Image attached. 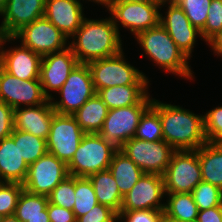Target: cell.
<instances>
[{"mask_svg": "<svg viewBox=\"0 0 222 222\" xmlns=\"http://www.w3.org/2000/svg\"><path fill=\"white\" fill-rule=\"evenodd\" d=\"M119 32L112 17L100 20L84 18L81 26L71 36L77 41L73 40L68 45L79 63L88 64L123 50Z\"/></svg>", "mask_w": 222, "mask_h": 222, "instance_id": "1", "label": "cell"}, {"mask_svg": "<svg viewBox=\"0 0 222 222\" xmlns=\"http://www.w3.org/2000/svg\"><path fill=\"white\" fill-rule=\"evenodd\" d=\"M151 105L159 113L163 140L175 150H197L207 142L203 116L156 99Z\"/></svg>", "mask_w": 222, "mask_h": 222, "instance_id": "2", "label": "cell"}, {"mask_svg": "<svg viewBox=\"0 0 222 222\" xmlns=\"http://www.w3.org/2000/svg\"><path fill=\"white\" fill-rule=\"evenodd\" d=\"M135 37L150 60L166 72L190 79L193 77L188 65L189 58L177 47L160 23Z\"/></svg>", "mask_w": 222, "mask_h": 222, "instance_id": "3", "label": "cell"}, {"mask_svg": "<svg viewBox=\"0 0 222 222\" xmlns=\"http://www.w3.org/2000/svg\"><path fill=\"white\" fill-rule=\"evenodd\" d=\"M117 151L99 133H86L71 161L67 164L70 176L89 177L99 171L109 169Z\"/></svg>", "mask_w": 222, "mask_h": 222, "instance_id": "4", "label": "cell"}, {"mask_svg": "<svg viewBox=\"0 0 222 222\" xmlns=\"http://www.w3.org/2000/svg\"><path fill=\"white\" fill-rule=\"evenodd\" d=\"M90 68L96 93L103 88L117 85H148L142 72L124 59L123 50L116 55L95 60L87 64Z\"/></svg>", "mask_w": 222, "mask_h": 222, "instance_id": "5", "label": "cell"}, {"mask_svg": "<svg viewBox=\"0 0 222 222\" xmlns=\"http://www.w3.org/2000/svg\"><path fill=\"white\" fill-rule=\"evenodd\" d=\"M165 193H191L202 181L197 150H175L163 175Z\"/></svg>", "mask_w": 222, "mask_h": 222, "instance_id": "6", "label": "cell"}, {"mask_svg": "<svg viewBox=\"0 0 222 222\" xmlns=\"http://www.w3.org/2000/svg\"><path fill=\"white\" fill-rule=\"evenodd\" d=\"M120 151L144 173L163 176L175 149L164 140L150 142L132 138L123 144Z\"/></svg>", "mask_w": 222, "mask_h": 222, "instance_id": "7", "label": "cell"}, {"mask_svg": "<svg viewBox=\"0 0 222 222\" xmlns=\"http://www.w3.org/2000/svg\"><path fill=\"white\" fill-rule=\"evenodd\" d=\"M58 92L61 95L60 101L51 100L54 111L69 115L75 113L96 94L89 66L78 63Z\"/></svg>", "mask_w": 222, "mask_h": 222, "instance_id": "8", "label": "cell"}, {"mask_svg": "<svg viewBox=\"0 0 222 222\" xmlns=\"http://www.w3.org/2000/svg\"><path fill=\"white\" fill-rule=\"evenodd\" d=\"M152 103H137L108 111L99 134L117 150L135 136L140 118Z\"/></svg>", "mask_w": 222, "mask_h": 222, "instance_id": "9", "label": "cell"}, {"mask_svg": "<svg viewBox=\"0 0 222 222\" xmlns=\"http://www.w3.org/2000/svg\"><path fill=\"white\" fill-rule=\"evenodd\" d=\"M85 134L73 115L55 112L46 140L47 150L68 164Z\"/></svg>", "mask_w": 222, "mask_h": 222, "instance_id": "10", "label": "cell"}, {"mask_svg": "<svg viewBox=\"0 0 222 222\" xmlns=\"http://www.w3.org/2000/svg\"><path fill=\"white\" fill-rule=\"evenodd\" d=\"M13 37L14 39H20L24 47L31 49L42 57L64 50L67 48L66 42L69 40L44 16L24 25Z\"/></svg>", "mask_w": 222, "mask_h": 222, "instance_id": "11", "label": "cell"}, {"mask_svg": "<svg viewBox=\"0 0 222 222\" xmlns=\"http://www.w3.org/2000/svg\"><path fill=\"white\" fill-rule=\"evenodd\" d=\"M68 176L67 164L47 152L29 165L23 187L30 193L48 196Z\"/></svg>", "mask_w": 222, "mask_h": 222, "instance_id": "12", "label": "cell"}, {"mask_svg": "<svg viewBox=\"0 0 222 222\" xmlns=\"http://www.w3.org/2000/svg\"><path fill=\"white\" fill-rule=\"evenodd\" d=\"M159 8L158 5L144 2L110 1L107 10L109 9L117 29V22H120L136 36L160 23Z\"/></svg>", "mask_w": 222, "mask_h": 222, "instance_id": "13", "label": "cell"}, {"mask_svg": "<svg viewBox=\"0 0 222 222\" xmlns=\"http://www.w3.org/2000/svg\"><path fill=\"white\" fill-rule=\"evenodd\" d=\"M40 79L22 80L6 72L0 66V101L13 109L46 103Z\"/></svg>", "mask_w": 222, "mask_h": 222, "instance_id": "14", "label": "cell"}, {"mask_svg": "<svg viewBox=\"0 0 222 222\" xmlns=\"http://www.w3.org/2000/svg\"><path fill=\"white\" fill-rule=\"evenodd\" d=\"M164 196L163 176L144 173L131 190L123 196L120 212L140 209L164 211L165 204H161Z\"/></svg>", "mask_w": 222, "mask_h": 222, "instance_id": "15", "label": "cell"}, {"mask_svg": "<svg viewBox=\"0 0 222 222\" xmlns=\"http://www.w3.org/2000/svg\"><path fill=\"white\" fill-rule=\"evenodd\" d=\"M78 63L77 57L69 46L62 51L42 57L40 82L43 92L49 100H53V96L49 94L48 90L59 91Z\"/></svg>", "mask_w": 222, "mask_h": 222, "instance_id": "16", "label": "cell"}, {"mask_svg": "<svg viewBox=\"0 0 222 222\" xmlns=\"http://www.w3.org/2000/svg\"><path fill=\"white\" fill-rule=\"evenodd\" d=\"M14 40L13 36H4L0 48L6 41ZM42 56L24 47H14L9 50L0 49V66L11 75L22 79H40Z\"/></svg>", "mask_w": 222, "mask_h": 222, "instance_id": "17", "label": "cell"}, {"mask_svg": "<svg viewBox=\"0 0 222 222\" xmlns=\"http://www.w3.org/2000/svg\"><path fill=\"white\" fill-rule=\"evenodd\" d=\"M167 16L160 14V24L168 32L177 47L189 58L192 54L197 35L201 31L193 26L183 10L173 1L168 0Z\"/></svg>", "mask_w": 222, "mask_h": 222, "instance_id": "18", "label": "cell"}, {"mask_svg": "<svg viewBox=\"0 0 222 222\" xmlns=\"http://www.w3.org/2000/svg\"><path fill=\"white\" fill-rule=\"evenodd\" d=\"M45 0H7L5 9L0 14V25L4 36H13L24 25L44 16Z\"/></svg>", "mask_w": 222, "mask_h": 222, "instance_id": "19", "label": "cell"}, {"mask_svg": "<svg viewBox=\"0 0 222 222\" xmlns=\"http://www.w3.org/2000/svg\"><path fill=\"white\" fill-rule=\"evenodd\" d=\"M44 17L68 39L78 30L85 18L80 0H45Z\"/></svg>", "mask_w": 222, "mask_h": 222, "instance_id": "20", "label": "cell"}, {"mask_svg": "<svg viewBox=\"0 0 222 222\" xmlns=\"http://www.w3.org/2000/svg\"><path fill=\"white\" fill-rule=\"evenodd\" d=\"M55 113L51 100L37 106L14 109V129L26 131L40 138H48Z\"/></svg>", "mask_w": 222, "mask_h": 222, "instance_id": "21", "label": "cell"}, {"mask_svg": "<svg viewBox=\"0 0 222 222\" xmlns=\"http://www.w3.org/2000/svg\"><path fill=\"white\" fill-rule=\"evenodd\" d=\"M28 167L20 155L18 142L11 136L0 140V182L23 184Z\"/></svg>", "mask_w": 222, "mask_h": 222, "instance_id": "22", "label": "cell"}, {"mask_svg": "<svg viewBox=\"0 0 222 222\" xmlns=\"http://www.w3.org/2000/svg\"><path fill=\"white\" fill-rule=\"evenodd\" d=\"M148 85H117L100 89L97 94L111 109L136 105L137 103H152L153 99L147 92Z\"/></svg>", "mask_w": 222, "mask_h": 222, "instance_id": "23", "label": "cell"}, {"mask_svg": "<svg viewBox=\"0 0 222 222\" xmlns=\"http://www.w3.org/2000/svg\"><path fill=\"white\" fill-rule=\"evenodd\" d=\"M202 181L222 190V142H206L198 149Z\"/></svg>", "mask_w": 222, "mask_h": 222, "instance_id": "24", "label": "cell"}, {"mask_svg": "<svg viewBox=\"0 0 222 222\" xmlns=\"http://www.w3.org/2000/svg\"><path fill=\"white\" fill-rule=\"evenodd\" d=\"M108 111L109 108L96 93L72 115L85 133H99Z\"/></svg>", "mask_w": 222, "mask_h": 222, "instance_id": "25", "label": "cell"}, {"mask_svg": "<svg viewBox=\"0 0 222 222\" xmlns=\"http://www.w3.org/2000/svg\"><path fill=\"white\" fill-rule=\"evenodd\" d=\"M88 178L93 185L97 202L109 206L119 213L122 207L123 196L110 170L99 171Z\"/></svg>", "mask_w": 222, "mask_h": 222, "instance_id": "26", "label": "cell"}, {"mask_svg": "<svg viewBox=\"0 0 222 222\" xmlns=\"http://www.w3.org/2000/svg\"><path fill=\"white\" fill-rule=\"evenodd\" d=\"M122 196L128 193L144 172L120 150H117L109 165Z\"/></svg>", "mask_w": 222, "mask_h": 222, "instance_id": "27", "label": "cell"}, {"mask_svg": "<svg viewBox=\"0 0 222 222\" xmlns=\"http://www.w3.org/2000/svg\"><path fill=\"white\" fill-rule=\"evenodd\" d=\"M48 196L21 192L14 215L21 222H50L47 211Z\"/></svg>", "mask_w": 222, "mask_h": 222, "instance_id": "28", "label": "cell"}, {"mask_svg": "<svg viewBox=\"0 0 222 222\" xmlns=\"http://www.w3.org/2000/svg\"><path fill=\"white\" fill-rule=\"evenodd\" d=\"M169 196L165 204L164 215L175 222L197 220L198 207L191 193H165Z\"/></svg>", "mask_w": 222, "mask_h": 222, "instance_id": "29", "label": "cell"}, {"mask_svg": "<svg viewBox=\"0 0 222 222\" xmlns=\"http://www.w3.org/2000/svg\"><path fill=\"white\" fill-rule=\"evenodd\" d=\"M10 136L18 142L20 155L28 166L48 152L46 139L16 129Z\"/></svg>", "mask_w": 222, "mask_h": 222, "instance_id": "30", "label": "cell"}, {"mask_svg": "<svg viewBox=\"0 0 222 222\" xmlns=\"http://www.w3.org/2000/svg\"><path fill=\"white\" fill-rule=\"evenodd\" d=\"M133 138L150 142L163 140L161 119L158 111L152 105L142 114Z\"/></svg>", "mask_w": 222, "mask_h": 222, "instance_id": "31", "label": "cell"}, {"mask_svg": "<svg viewBox=\"0 0 222 222\" xmlns=\"http://www.w3.org/2000/svg\"><path fill=\"white\" fill-rule=\"evenodd\" d=\"M96 204H98L96 194L89 178L75 177V203L72 211L76 220L84 216Z\"/></svg>", "mask_w": 222, "mask_h": 222, "instance_id": "32", "label": "cell"}, {"mask_svg": "<svg viewBox=\"0 0 222 222\" xmlns=\"http://www.w3.org/2000/svg\"><path fill=\"white\" fill-rule=\"evenodd\" d=\"M185 13L193 26L200 31L204 28L208 8L212 0H173Z\"/></svg>", "mask_w": 222, "mask_h": 222, "instance_id": "33", "label": "cell"}, {"mask_svg": "<svg viewBox=\"0 0 222 222\" xmlns=\"http://www.w3.org/2000/svg\"><path fill=\"white\" fill-rule=\"evenodd\" d=\"M191 194L198 210L222 205V190L211 183L201 181Z\"/></svg>", "mask_w": 222, "mask_h": 222, "instance_id": "34", "label": "cell"}, {"mask_svg": "<svg viewBox=\"0 0 222 222\" xmlns=\"http://www.w3.org/2000/svg\"><path fill=\"white\" fill-rule=\"evenodd\" d=\"M48 202L56 206L73 210L75 203V177L68 176L48 195Z\"/></svg>", "mask_w": 222, "mask_h": 222, "instance_id": "35", "label": "cell"}, {"mask_svg": "<svg viewBox=\"0 0 222 222\" xmlns=\"http://www.w3.org/2000/svg\"><path fill=\"white\" fill-rule=\"evenodd\" d=\"M23 184L0 182V214L14 215Z\"/></svg>", "mask_w": 222, "mask_h": 222, "instance_id": "36", "label": "cell"}, {"mask_svg": "<svg viewBox=\"0 0 222 222\" xmlns=\"http://www.w3.org/2000/svg\"><path fill=\"white\" fill-rule=\"evenodd\" d=\"M222 30V0H212L209 8L207 20L201 30L202 39L208 42L214 35Z\"/></svg>", "mask_w": 222, "mask_h": 222, "instance_id": "37", "label": "cell"}, {"mask_svg": "<svg viewBox=\"0 0 222 222\" xmlns=\"http://www.w3.org/2000/svg\"><path fill=\"white\" fill-rule=\"evenodd\" d=\"M203 121L207 142H222V106L203 115Z\"/></svg>", "mask_w": 222, "mask_h": 222, "instance_id": "38", "label": "cell"}, {"mask_svg": "<svg viewBox=\"0 0 222 222\" xmlns=\"http://www.w3.org/2000/svg\"><path fill=\"white\" fill-rule=\"evenodd\" d=\"M118 220V213L103 204H96L84 216L79 217L76 222H115Z\"/></svg>", "mask_w": 222, "mask_h": 222, "instance_id": "39", "label": "cell"}, {"mask_svg": "<svg viewBox=\"0 0 222 222\" xmlns=\"http://www.w3.org/2000/svg\"><path fill=\"white\" fill-rule=\"evenodd\" d=\"M164 211L160 210H133L118 213V220L123 222H160ZM124 219V220H123Z\"/></svg>", "mask_w": 222, "mask_h": 222, "instance_id": "40", "label": "cell"}, {"mask_svg": "<svg viewBox=\"0 0 222 222\" xmlns=\"http://www.w3.org/2000/svg\"><path fill=\"white\" fill-rule=\"evenodd\" d=\"M14 109L0 101V140L11 135L14 129Z\"/></svg>", "mask_w": 222, "mask_h": 222, "instance_id": "41", "label": "cell"}, {"mask_svg": "<svg viewBox=\"0 0 222 222\" xmlns=\"http://www.w3.org/2000/svg\"><path fill=\"white\" fill-rule=\"evenodd\" d=\"M47 211L50 222H76V218L72 210L59 207L48 202Z\"/></svg>", "mask_w": 222, "mask_h": 222, "instance_id": "42", "label": "cell"}, {"mask_svg": "<svg viewBox=\"0 0 222 222\" xmlns=\"http://www.w3.org/2000/svg\"><path fill=\"white\" fill-rule=\"evenodd\" d=\"M197 222H222V205L199 210Z\"/></svg>", "mask_w": 222, "mask_h": 222, "instance_id": "43", "label": "cell"}, {"mask_svg": "<svg viewBox=\"0 0 222 222\" xmlns=\"http://www.w3.org/2000/svg\"><path fill=\"white\" fill-rule=\"evenodd\" d=\"M208 44L212 47L215 54L222 55V30L214 35L209 41Z\"/></svg>", "mask_w": 222, "mask_h": 222, "instance_id": "44", "label": "cell"}, {"mask_svg": "<svg viewBox=\"0 0 222 222\" xmlns=\"http://www.w3.org/2000/svg\"><path fill=\"white\" fill-rule=\"evenodd\" d=\"M111 1L144 2V3L158 5L160 7L162 5L163 7L168 0H111Z\"/></svg>", "mask_w": 222, "mask_h": 222, "instance_id": "45", "label": "cell"}, {"mask_svg": "<svg viewBox=\"0 0 222 222\" xmlns=\"http://www.w3.org/2000/svg\"><path fill=\"white\" fill-rule=\"evenodd\" d=\"M2 222H21L15 215L4 216Z\"/></svg>", "mask_w": 222, "mask_h": 222, "instance_id": "46", "label": "cell"}, {"mask_svg": "<svg viewBox=\"0 0 222 222\" xmlns=\"http://www.w3.org/2000/svg\"><path fill=\"white\" fill-rule=\"evenodd\" d=\"M89 1H91V0H89ZM93 1L96 2V3H98V4H99V3H100V4H103V5H105L106 8H108L111 0H93Z\"/></svg>", "mask_w": 222, "mask_h": 222, "instance_id": "47", "label": "cell"}, {"mask_svg": "<svg viewBox=\"0 0 222 222\" xmlns=\"http://www.w3.org/2000/svg\"><path fill=\"white\" fill-rule=\"evenodd\" d=\"M6 3H7V0H0V14L5 9Z\"/></svg>", "mask_w": 222, "mask_h": 222, "instance_id": "48", "label": "cell"}, {"mask_svg": "<svg viewBox=\"0 0 222 222\" xmlns=\"http://www.w3.org/2000/svg\"><path fill=\"white\" fill-rule=\"evenodd\" d=\"M160 222H175L169 218H167L165 215L161 218Z\"/></svg>", "mask_w": 222, "mask_h": 222, "instance_id": "49", "label": "cell"}, {"mask_svg": "<svg viewBox=\"0 0 222 222\" xmlns=\"http://www.w3.org/2000/svg\"><path fill=\"white\" fill-rule=\"evenodd\" d=\"M4 35L2 34L1 28H0V38H3Z\"/></svg>", "mask_w": 222, "mask_h": 222, "instance_id": "50", "label": "cell"}, {"mask_svg": "<svg viewBox=\"0 0 222 222\" xmlns=\"http://www.w3.org/2000/svg\"><path fill=\"white\" fill-rule=\"evenodd\" d=\"M3 215L2 214H0V222H2V220H3Z\"/></svg>", "mask_w": 222, "mask_h": 222, "instance_id": "51", "label": "cell"}]
</instances>
